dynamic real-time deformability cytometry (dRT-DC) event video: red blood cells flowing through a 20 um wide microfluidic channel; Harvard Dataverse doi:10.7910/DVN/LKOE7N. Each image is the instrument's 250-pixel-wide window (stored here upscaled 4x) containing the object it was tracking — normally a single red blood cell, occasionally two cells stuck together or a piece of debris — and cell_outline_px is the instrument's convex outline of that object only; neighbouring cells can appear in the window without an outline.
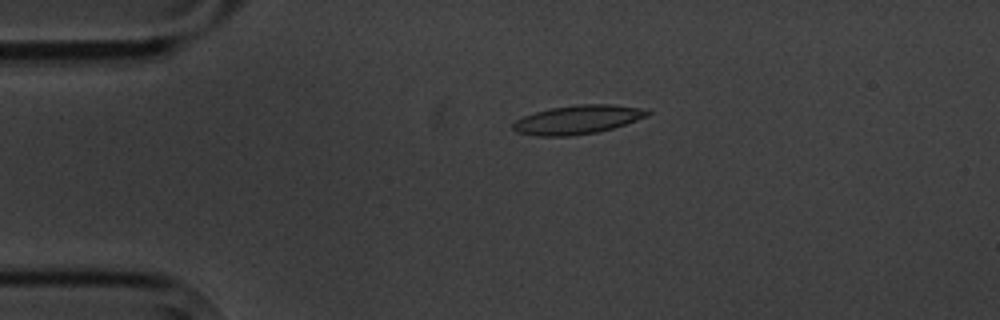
{"species": "common noctule bat (a hibernating species)", "species_latin": "Nyctalus noctula", "temperature_condition": "cold", "stored_images_in_passage": 4, "camera_frame_rate_fps": 3000, "um_per_image_px": 0.085, "animal": {"sex": "male", "body_mass_g": 20.1, "forearm_length_mm": 53.5}, "frame": {"image": 1, "passage_image": 3, "time_ms": 3.0, "image_size_px": [1000, 320], "cell_outline_px": [[652, 112], [648, 116], [612, 128], [596, 132], [568, 136], [536, 136], [516, 132], [512, 128], [512, 124], [516, 120], [524, 116], [536, 112], [552, 108], [576, 104], [612, 104], [640, 108]], "centroid_in_image_um": [49.08, 10.17], "position_along_channel_um": 35.9, "area_um2": 22.37}}